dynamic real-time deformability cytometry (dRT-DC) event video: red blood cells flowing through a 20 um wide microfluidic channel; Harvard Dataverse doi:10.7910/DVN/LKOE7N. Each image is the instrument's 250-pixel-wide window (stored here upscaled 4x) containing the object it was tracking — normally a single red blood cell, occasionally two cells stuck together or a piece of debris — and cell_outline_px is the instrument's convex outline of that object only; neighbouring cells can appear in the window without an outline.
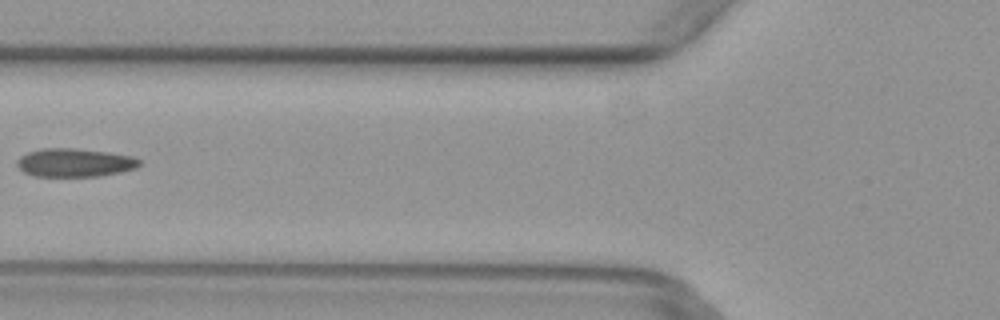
{"species": "common noctule bat (a hibernating species)", "species_latin": "Nyctalus noctula", "temperature_condition": "warm", "stored_images_in_passage": 4, "camera_frame_rate_fps": 3000, "um_per_image_px": 0.085, "animal": {"sex": "female", "body_mass_g": 29.2, "forearm_length_mm": 56.3}, "frame": {"image": 1, "passage_image": 4, "time_ms": 1.0, "image_size_px": [1000, 320], "cell_outline_px": [[140, 164], [136, 168], [120, 172], [100, 176], [32, 176], [24, 172], [16, 164], [16, 160], [20, 156], [28, 152], [40, 148], [76, 148], [108, 152], [132, 156], [140, 160]], "centroid_in_image_um": [6.32, 13.82], "position_along_channel_um": 119.5, "area_um2": 20.35}}